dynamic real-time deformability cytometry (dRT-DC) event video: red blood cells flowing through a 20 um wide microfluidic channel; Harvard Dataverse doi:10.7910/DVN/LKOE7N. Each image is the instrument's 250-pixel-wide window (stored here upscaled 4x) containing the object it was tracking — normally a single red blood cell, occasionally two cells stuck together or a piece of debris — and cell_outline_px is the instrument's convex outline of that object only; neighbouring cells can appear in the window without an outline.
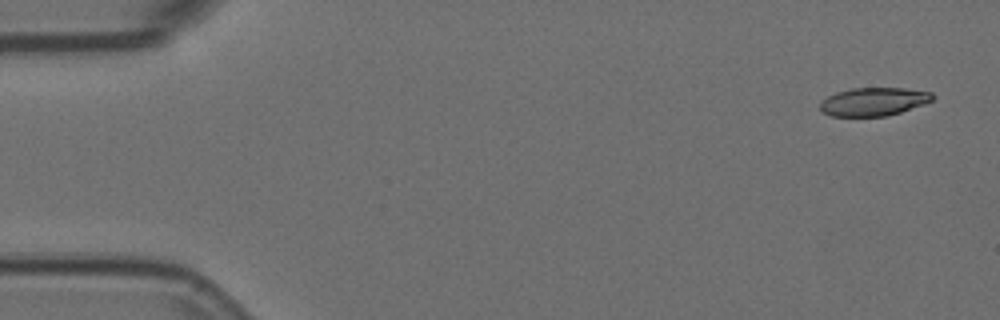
{"species": "Egyptian fruit bat (a non-hibernating species)", "species_latin": "Rousettus aegyptiacus", "temperature_condition": "room temperature", "stored_images_in_passage": 5, "camera_frame_rate_fps": 3000, "um_per_image_px": 0.085, "animal": {"sex": "female"}, "frame": {"image": 1, "passage_image": 1, "time_ms": 0.0, "image_size_px": [1000, 320], "cell_outline_px": [[936, 96], [932, 100], [924, 104], [900, 112], [884, 116], [832, 116], [824, 112], [820, 108], [820, 100], [836, 92], [852, 88], [904, 88], [932, 92]], "centroid_in_image_um": [74.26, 8.63], "position_along_channel_um": 10.7, "area_um2": 18.5}}
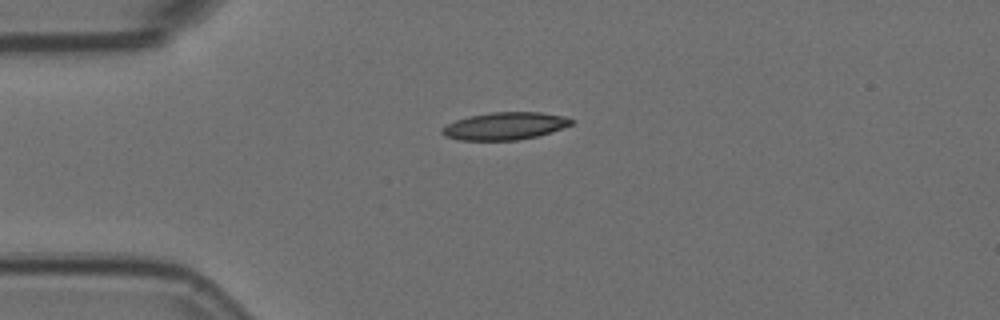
{"frame": {"image": 2, "passage_image": 4, "time_ms": 1.0, "image_size_px": [1000, 320], "cell_outline_px": [[576, 120], [572, 124], [536, 136], [516, 140], [456, 140], [444, 136], [440, 132], [440, 128], [456, 120], [468, 116], [488, 112], [540, 112], [564, 116]], "centroid_in_image_um": [42.86, 10.7], "position_along_channel_um": 42.1, "area_um2": 20.69}}